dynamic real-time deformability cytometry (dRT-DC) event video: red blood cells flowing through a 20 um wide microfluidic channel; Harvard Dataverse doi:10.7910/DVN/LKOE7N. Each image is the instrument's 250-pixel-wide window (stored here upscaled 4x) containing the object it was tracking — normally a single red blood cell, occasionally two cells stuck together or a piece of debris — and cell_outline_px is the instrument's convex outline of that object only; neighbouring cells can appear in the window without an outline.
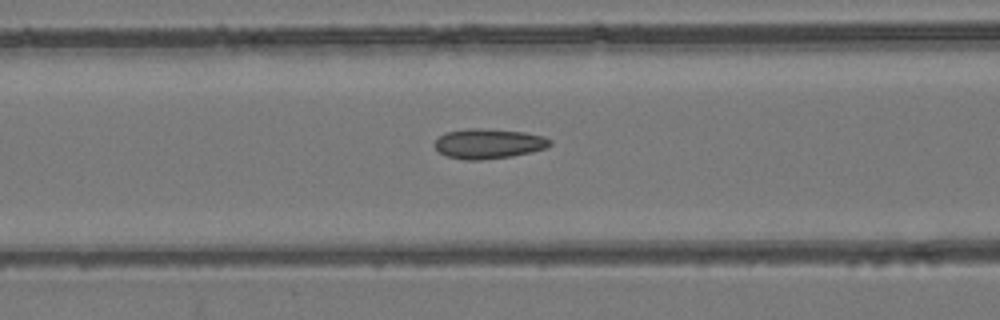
{"species": "common noctule bat (a hibernating species)", "species_latin": "Nyctalus noctula", "temperature_condition": "room temperature", "stored_images_in_passage": 55, "camera_frame_rate_fps": 3000, "um_per_image_px": 0.085, "animal": {"sex": "female", "body_mass_g": 24.6, "forearm_length_mm": 56.2}, "frame": {"image": 1, "passage_image": 23, "time_ms": 7.333, "image_size_px": [1000, 320], "cell_outline_px": [[552, 144], [544, 148], [532, 152], [512, 156], [480, 160], [464, 160], [448, 156], [440, 152], [432, 144], [444, 132], [468, 128], [480, 128], [524, 132], [544, 136], [552, 140]], "centroid_in_image_um": [41.52, 12.2], "position_along_channel_um": 125.1, "area_um2": 20.17}}
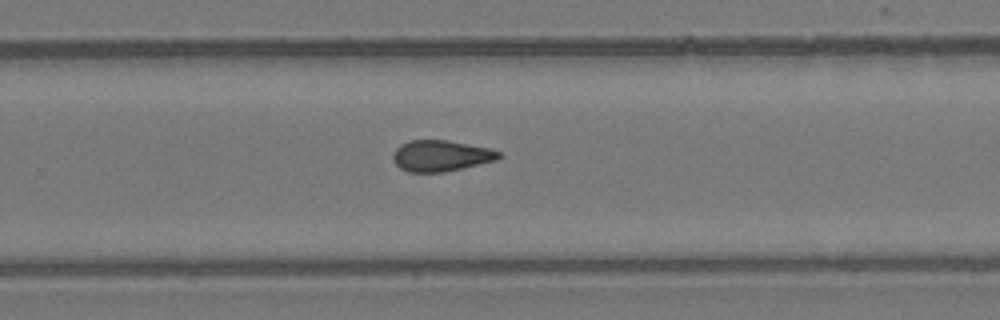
{"frame": {"image": 2, "passage_image": 36, "time_ms": 11.667, "image_size_px": [1000, 320], "cell_outline_px": [[504, 156], [496, 160], [464, 168], [444, 172], [408, 172], [400, 168], [392, 160], [392, 152], [400, 144], [408, 140], [448, 140], [492, 148], [500, 152]], "centroid_in_image_um": [37.48, 13.23], "position_along_channel_um": 292.3, "area_um2": 19.54}}
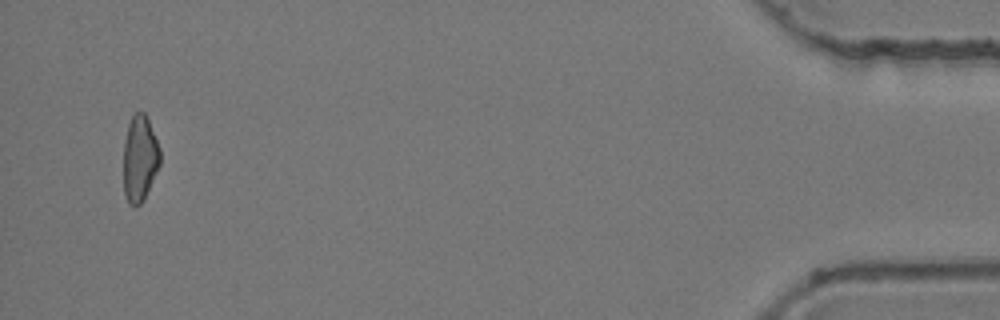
{"frame": {"image": 3, "passage_image": 53, "time_ms": 17.333, "image_size_px": [1000, 320], "cell_outline_px": [[160, 164], [144, 200], [136, 208], [132, 208], [128, 204], [124, 192], [124, 140], [128, 124], [132, 116], [136, 112], [144, 112], [148, 120], [160, 148]], "centroid_in_image_um": [11.87, 13.52], "position_along_channel_um": 423.3, "area_um2": 18.5}, "authors_computed_cell_mechanics": {"area_um2": 19.7676, "velocity_mm_per_s": 3.8712, "shape_relaxation_time_tau1_ms": null, "shape_relaxation_time_tau2_ms": 2.1218, "deformation_change_tau1": null, "deformation_change_tau2": 0.0967}}